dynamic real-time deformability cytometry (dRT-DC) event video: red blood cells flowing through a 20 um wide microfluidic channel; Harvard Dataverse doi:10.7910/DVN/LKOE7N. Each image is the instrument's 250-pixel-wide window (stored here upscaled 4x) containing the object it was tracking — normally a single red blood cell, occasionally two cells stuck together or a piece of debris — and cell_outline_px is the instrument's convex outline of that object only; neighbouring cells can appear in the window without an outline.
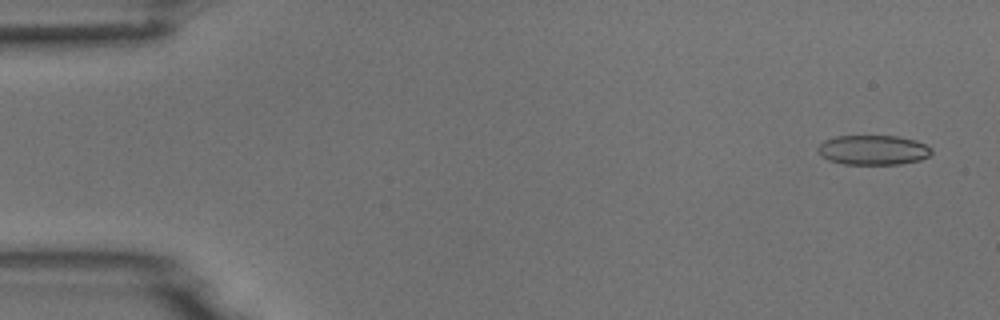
{"species": "common noctule bat (a hibernating species)", "species_latin": "Nyctalus noctula", "temperature_condition": "room temperature", "stored_images_in_passage": 4, "camera_frame_rate_fps": 3000, "um_per_image_px": 0.085, "animal": {"sex": "male", "body_mass_g": 18.8}, "frame": {"image": 1, "passage_image": 1, "time_ms": 0.0, "image_size_px": [1000, 320], "cell_outline_px": [[932, 152], [928, 156], [920, 160], [900, 164], [844, 164], [828, 160], [820, 156], [816, 148], [824, 140], [836, 136], [896, 136], [916, 140], [932, 148]], "centroid_in_image_um": [74.19, 12.75], "position_along_channel_um": 10.8, "area_um2": 19.77}}
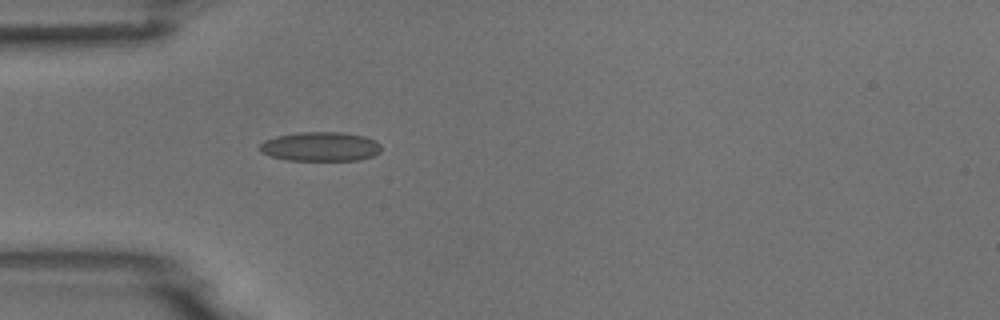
{"frame": {"image": 2, "passage_image": 4, "time_ms": 4.333, "image_size_px": [1000, 320], "cell_outline_px": [[380, 152], [372, 156], [360, 160], [288, 160], [272, 156], [260, 152], [260, 144], [264, 140], [276, 136], [300, 132], [340, 132], [364, 136], [376, 140], [380, 144]], "centroid_in_image_um": [27.24, 12.45], "position_along_channel_um": 57.8, "area_um2": 20.69}}